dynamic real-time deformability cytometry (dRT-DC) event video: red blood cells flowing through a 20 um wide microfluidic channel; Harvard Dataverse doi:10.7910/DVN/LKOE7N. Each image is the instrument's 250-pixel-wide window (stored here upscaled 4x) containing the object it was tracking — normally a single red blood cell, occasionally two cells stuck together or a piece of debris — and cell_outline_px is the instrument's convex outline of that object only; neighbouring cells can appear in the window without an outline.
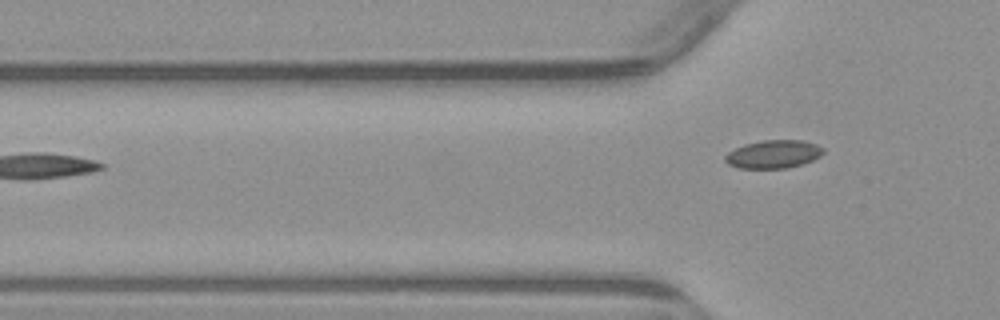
{"species": "common noctule bat (a hibernating species)", "species_latin": "Nyctalus noctula", "temperature_condition": "warm", "stored_images_in_passage": 5, "camera_frame_rate_fps": 3000, "um_per_image_px": 0.085, "animal": {"sex": "male", "body_mass_g": 23.1, "forearm_length_mm": 52.7}, "frame": {"image": 1, "passage_image": 5, "time_ms": 5.0, "image_size_px": [1000, 320], "cell_outline_px": [[824, 152], [820, 156], [812, 160], [800, 164], [784, 168], [740, 168], [728, 164], [724, 160], [724, 156], [728, 152], [744, 144], [760, 140], [804, 140], [816, 144], [824, 148]], "centroid_in_image_um": [65.73, 13.09], "position_along_channel_um": 60.1, "area_um2": 16.07}}